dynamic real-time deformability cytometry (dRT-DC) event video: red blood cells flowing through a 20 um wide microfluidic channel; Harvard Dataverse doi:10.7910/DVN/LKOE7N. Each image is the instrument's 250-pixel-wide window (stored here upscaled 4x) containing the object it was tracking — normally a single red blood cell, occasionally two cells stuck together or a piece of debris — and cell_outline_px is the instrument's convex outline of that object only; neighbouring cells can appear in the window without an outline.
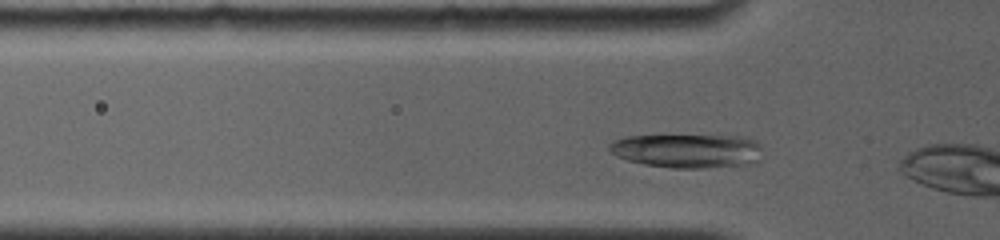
{"species": "common noctule bat (a hibernating species)", "species_latin": "Nyctalus noctula", "temperature_condition": "room temperature", "stored_images_in_passage": 6, "camera_frame_rate_fps": 4000, "um_per_image_px": 0.085, "animal": {"sex": "female", "body_mass_g": 19.0, "forearm_length_mm": 56.7}, "frame": {"image": 1, "passage_image": 3, "time_ms": 0.75, "image_size_px": [1000, 240], "cell_outline_px": [[760, 160], [748, 164], [704, 168], [672, 168], [644, 164], [628, 160], [616, 156], [608, 148], [616, 140], [624, 136], [736, 136], [756, 140], [760, 144]], "centroid_in_image_um": [58.45, 12.82], "position_along_channel_um": 67.4, "area_um2": 30.06}}